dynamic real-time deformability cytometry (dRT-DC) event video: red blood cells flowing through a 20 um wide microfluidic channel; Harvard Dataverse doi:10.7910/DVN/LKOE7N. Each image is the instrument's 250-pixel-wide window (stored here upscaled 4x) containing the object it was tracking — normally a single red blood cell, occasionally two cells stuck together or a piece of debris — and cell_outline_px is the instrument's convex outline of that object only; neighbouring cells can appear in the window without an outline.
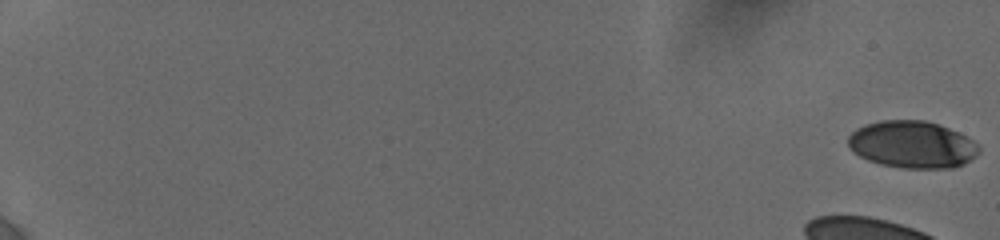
{"species": "human", "species_latin": "Homo sapiens", "temperature_condition": "cold", "stored_images_in_passage": 61, "camera_frame_rate_fps": 3000, "um_per_image_px": 0.085, "donor": {"sex": "female"}, "frame": {"image": 1, "passage_image": 1, "time_ms": 0.0, "image_size_px": [1000, 240], "cell_outline_px": [[980, 152], [976, 156], [964, 164], [952, 168], [900, 168], [880, 164], [868, 160], [852, 152], [848, 148], [848, 136], [856, 128], [864, 124], [880, 120], [924, 120], [948, 128], [980, 144]], "centroid_in_image_um": [77.51, 12.29], "position_along_channel_um": 7.5, "area_um2": 36.13}}